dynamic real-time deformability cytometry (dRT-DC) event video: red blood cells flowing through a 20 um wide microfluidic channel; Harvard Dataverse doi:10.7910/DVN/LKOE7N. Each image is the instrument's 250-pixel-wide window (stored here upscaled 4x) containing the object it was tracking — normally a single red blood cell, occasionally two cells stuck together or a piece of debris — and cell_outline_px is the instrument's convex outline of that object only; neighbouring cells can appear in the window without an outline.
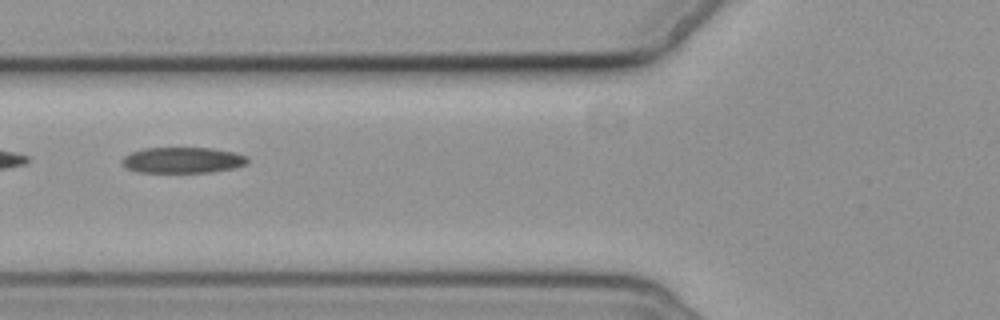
{"species": "common noctule bat (a hibernating species)", "species_latin": "Nyctalus noctula", "temperature_condition": "cold", "stored_images_in_passage": 6, "camera_frame_rate_fps": 3000, "um_per_image_px": 0.085, "animal": {"sex": "female", "body_mass_g": 19.3, "forearm_length_mm": 54.1}, "frame": {"image": 1, "passage_image": 2, "time_ms": 1.333, "image_size_px": [1000, 320], "cell_outline_px": [[248, 160], [244, 164], [232, 168], [212, 172], [136, 172], [128, 168], [120, 160], [124, 156], [132, 152], [144, 148], [212, 148], [236, 152], [248, 156]], "centroid_in_image_um": [15.53, 13.6], "position_along_channel_um": 110.3, "area_um2": 18.84}}
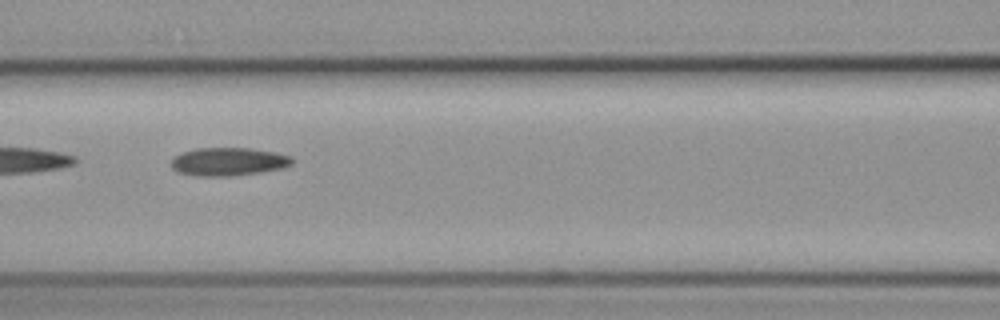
{"frame": {"image": 2, "passage_image": 3, "time_ms": 2.333, "image_size_px": [1000, 320], "cell_outline_px": [[292, 164], [284, 168], [260, 172], [228, 176], [200, 176], [180, 172], [172, 168], [172, 160], [176, 156], [184, 152], [196, 148], [248, 148], [276, 152], [292, 156]], "centroid_in_image_um": [19.47, 13.73], "position_along_channel_um": 147.1, "area_um2": 19.65}}